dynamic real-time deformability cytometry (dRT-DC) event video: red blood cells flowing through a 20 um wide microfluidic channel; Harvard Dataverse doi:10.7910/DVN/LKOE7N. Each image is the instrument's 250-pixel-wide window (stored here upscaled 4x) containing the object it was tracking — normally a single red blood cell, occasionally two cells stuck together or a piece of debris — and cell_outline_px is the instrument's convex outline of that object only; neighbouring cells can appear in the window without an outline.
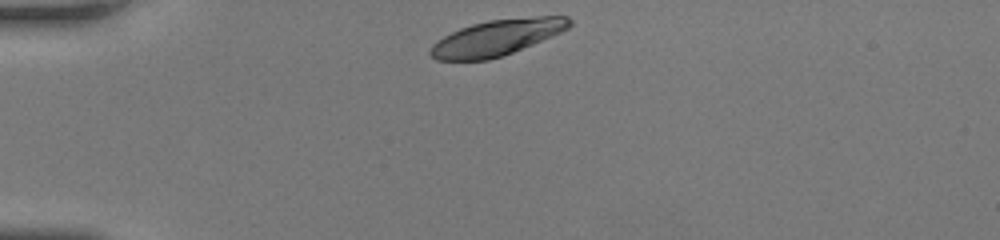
{"species": "human", "species_latin": "Homo sapiens", "temperature_condition": "room temperature", "stored_images_in_passage": 30, "camera_frame_rate_fps": 3000, "um_per_image_px": 0.085, "donor": {"sex": "female"}, "frame": {"image": 1, "passage_image": 1, "time_ms": 0.0, "image_size_px": [1000, 240], "cell_outline_px": [[572, 24], [568, 28], [560, 32], [532, 44], [512, 52], [488, 60], [436, 60], [428, 52], [432, 44], [444, 36], [460, 28], [472, 24], [488, 20], [536, 16], [568, 16], [572, 20]], "centroid_in_image_um": [42.22, 3.19], "position_along_channel_um": 42.8, "area_um2": 28.78}}
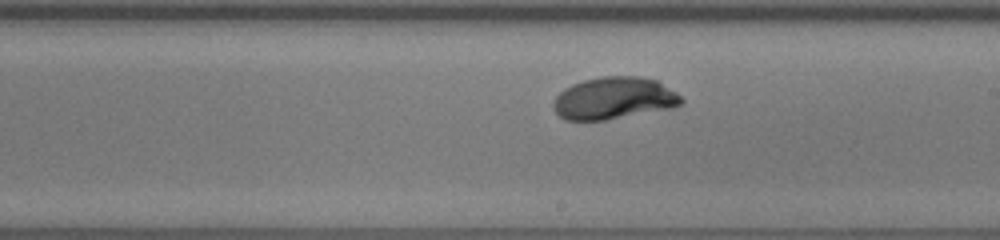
{"frame": {"image": 2, "passage_image": 18, "time_ms": 5.667, "image_size_px": [1000, 240], "cell_outline_px": [[684, 100], [680, 104], [672, 108], [604, 120], [564, 120], [552, 108], [552, 104], [556, 96], [564, 88], [572, 84], [584, 80], [604, 76], [640, 76], [656, 80], [676, 92]], "centroid_in_image_um": [52.16, 8.35], "position_along_channel_um": 236.8, "area_um2": 31.33}}
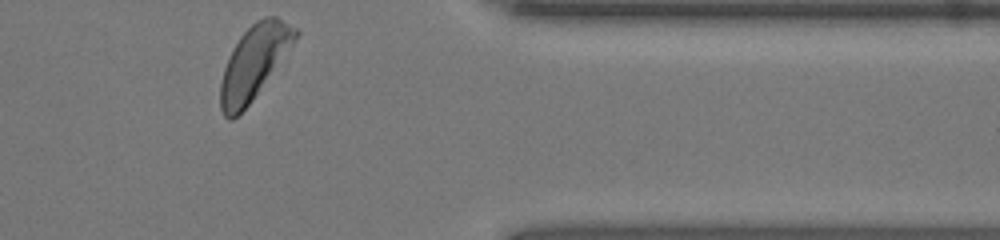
{"frame": {"image": 3, "passage_image": 30, "time_ms": 9.667, "image_size_px": [1000, 240], "cell_outline_px": [[300, 32], [296, 40], [252, 100], [232, 120], [228, 120], [224, 116], [220, 108], [220, 84], [224, 68], [232, 48], [240, 36], [256, 20], [264, 16], [276, 16], [296, 28]], "centroid_in_image_um": [21.58, 5.28], "position_along_channel_um": 389.8, "area_um2": 31.62}, "authors_computed_cell_mechanics": {"area_um2": 31.1831, "velocity_mm_per_s": 4.1625, "shape_relaxation_time_tau1_ms": 2.543, "shape_relaxation_time_tau2_ms": null, "deformation_change_tau1": 0.1707, "deformation_change_tau2": null}}